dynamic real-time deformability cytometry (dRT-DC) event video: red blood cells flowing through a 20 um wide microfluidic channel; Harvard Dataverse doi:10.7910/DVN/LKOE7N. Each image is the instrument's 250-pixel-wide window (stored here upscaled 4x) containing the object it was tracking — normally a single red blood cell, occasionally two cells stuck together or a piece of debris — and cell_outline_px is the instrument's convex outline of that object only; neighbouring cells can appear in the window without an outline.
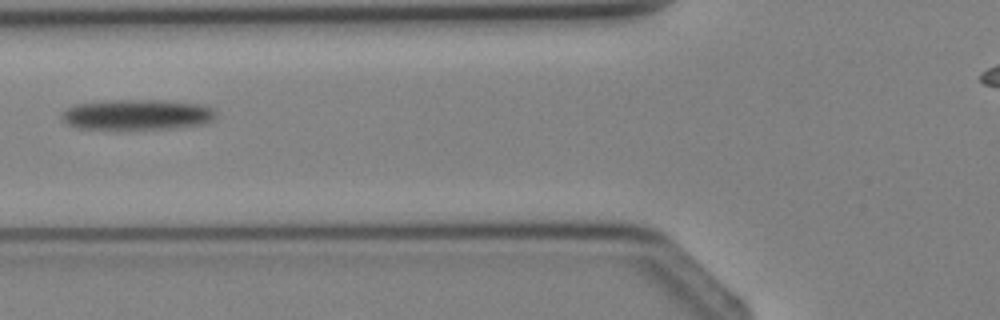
{"species": "Egyptian fruit bat (a non-hibernating species)", "species_latin": "Rousettus aegyptiacus", "temperature_condition": "cold", "stored_images_in_passage": 3, "camera_frame_rate_fps": 3000, "um_per_image_px": 0.085, "animal": {"sex": "female"}, "frame": {"image": 1, "passage_image": 3, "time_ms": 2.333, "image_size_px": [1000, 320], "cell_outline_px": [[216, 116], [212, 120], [204, 124], [168, 128], [76, 128], [68, 124], [60, 116], [72, 104], [112, 100], [160, 100], [204, 104], [212, 108], [216, 112]], "centroid_in_image_um": [11.68, 9.72], "position_along_channel_um": 114.1, "area_um2": 27.11}}